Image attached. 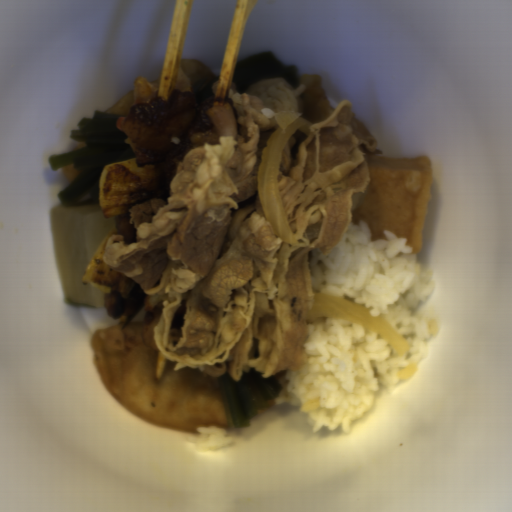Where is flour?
I'll list each match as a JSON object with an SVG mask.
<instances>
[{
    "mask_svg": "<svg viewBox=\"0 0 512 512\" xmlns=\"http://www.w3.org/2000/svg\"><path fill=\"white\" fill-rule=\"evenodd\" d=\"M92 362L111 395L139 418L164 427L194 431L227 427L217 378L153 351L143 322L123 321L95 329Z\"/></svg>",
    "mask_w": 512,
    "mask_h": 512,
    "instance_id": "c2a2500e",
    "label": "flour"
},
{
    "mask_svg": "<svg viewBox=\"0 0 512 512\" xmlns=\"http://www.w3.org/2000/svg\"><path fill=\"white\" fill-rule=\"evenodd\" d=\"M218 78L215 69L206 62L184 57L178 63L174 92L213 96Z\"/></svg>",
    "mask_w": 512,
    "mask_h": 512,
    "instance_id": "a7fe0414",
    "label": "flour"
},
{
    "mask_svg": "<svg viewBox=\"0 0 512 512\" xmlns=\"http://www.w3.org/2000/svg\"><path fill=\"white\" fill-rule=\"evenodd\" d=\"M300 85H306L303 95L305 116L315 125L327 119L336 109L324 89L323 74H300Z\"/></svg>",
    "mask_w": 512,
    "mask_h": 512,
    "instance_id": "66d56a37",
    "label": "flour"
},
{
    "mask_svg": "<svg viewBox=\"0 0 512 512\" xmlns=\"http://www.w3.org/2000/svg\"><path fill=\"white\" fill-rule=\"evenodd\" d=\"M158 78L146 80L137 78L132 87L117 101L105 108L103 112L128 113L138 103L157 98Z\"/></svg>",
    "mask_w": 512,
    "mask_h": 512,
    "instance_id": "cc3e68f7",
    "label": "flour"
},
{
    "mask_svg": "<svg viewBox=\"0 0 512 512\" xmlns=\"http://www.w3.org/2000/svg\"><path fill=\"white\" fill-rule=\"evenodd\" d=\"M62 172L68 183L78 176L74 170L73 165L70 164L62 167Z\"/></svg>",
    "mask_w": 512,
    "mask_h": 512,
    "instance_id": "db9e18be",
    "label": "flour"
},
{
    "mask_svg": "<svg viewBox=\"0 0 512 512\" xmlns=\"http://www.w3.org/2000/svg\"><path fill=\"white\" fill-rule=\"evenodd\" d=\"M85 145L86 144L83 141H78L69 151L84 149Z\"/></svg>",
    "mask_w": 512,
    "mask_h": 512,
    "instance_id": "fc714311",
    "label": "flour"
}]
</instances>
